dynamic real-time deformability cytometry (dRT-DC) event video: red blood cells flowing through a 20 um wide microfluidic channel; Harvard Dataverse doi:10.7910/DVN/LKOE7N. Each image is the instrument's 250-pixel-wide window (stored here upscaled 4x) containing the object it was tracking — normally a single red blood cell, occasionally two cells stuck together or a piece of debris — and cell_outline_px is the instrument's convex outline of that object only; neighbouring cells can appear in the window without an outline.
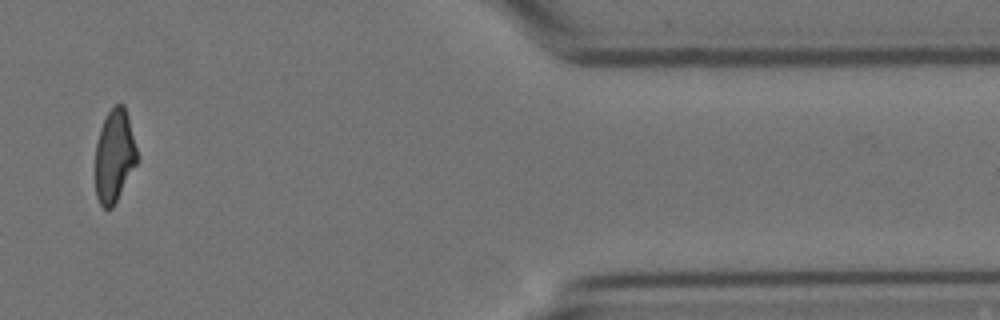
{"species": "Egyptian fruit bat (a non-hibernating species)", "species_latin": "Rousettus aegyptiacus", "temperature_condition": "cold", "stored_images_in_passage": 14, "camera_frame_rate_fps": 3000, "um_per_image_px": 0.085, "animal": {"sex": "female"}, "frame": {"image": 1, "passage_image": 12, "time_ms": 3.667, "image_size_px": [1000, 320], "cell_outline_px": [[136, 164], [112, 208], [104, 208], [100, 204], [96, 196], [96, 144], [100, 128], [108, 112], [116, 104], [124, 104], [128, 116], [136, 148]], "centroid_in_image_um": [9.71, 13.24], "position_along_channel_um": 401.7, "area_um2": 22.08}}